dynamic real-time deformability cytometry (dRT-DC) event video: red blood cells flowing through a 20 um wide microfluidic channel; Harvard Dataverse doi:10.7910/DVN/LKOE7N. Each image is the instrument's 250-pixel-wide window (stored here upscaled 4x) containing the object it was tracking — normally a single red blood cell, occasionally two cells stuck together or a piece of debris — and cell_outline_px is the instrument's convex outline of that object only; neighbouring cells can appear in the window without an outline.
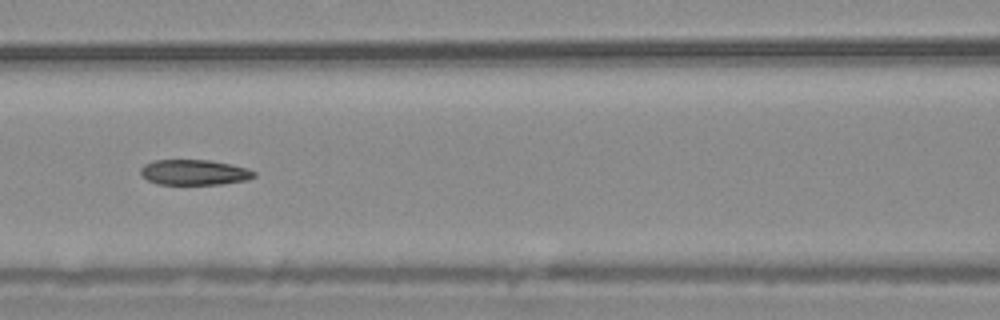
{"species": "common noctule bat (a hibernating species)", "species_latin": "Nyctalus noctula", "temperature_condition": "warm", "stored_images_in_passage": 16, "camera_frame_rate_fps": 3000, "um_per_image_px": 0.085, "animal": {"sex": "male", "body_mass_g": 20.4}, "frame": {"image": 1, "passage_image": 10, "time_ms": 3.0, "image_size_px": [1000, 320], "cell_outline_px": [[256, 176], [248, 180], [220, 184], [156, 184], [140, 176], [140, 168], [144, 164], [152, 160], [208, 160], [228, 164], [244, 168], [256, 172]], "centroid_in_image_um": [16.45, 14.65], "position_along_channel_um": 150.1, "area_um2": 16.76}}